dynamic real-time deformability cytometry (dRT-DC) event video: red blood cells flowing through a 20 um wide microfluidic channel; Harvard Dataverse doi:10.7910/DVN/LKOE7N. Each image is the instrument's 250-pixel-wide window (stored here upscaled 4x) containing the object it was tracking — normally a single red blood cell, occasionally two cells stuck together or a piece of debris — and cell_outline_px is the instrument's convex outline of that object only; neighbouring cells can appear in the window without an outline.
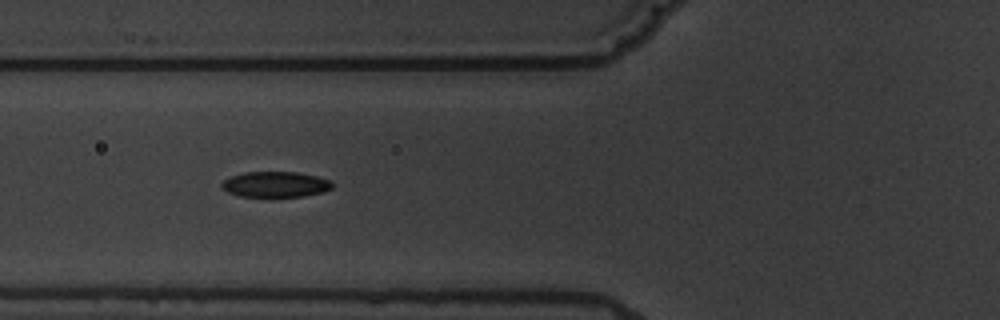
{"species": "common noctule bat (a hibernating species)", "species_latin": "Nyctalus noctula", "temperature_condition": "warm", "stored_images_in_passage": 5, "camera_frame_rate_fps": 3000, "um_per_image_px": 0.085, "animal": {"sex": "male", "body_mass_g": 19.5, "forearm_length_mm": 54.6}, "frame": {"image": 1, "passage_image": 4, "time_ms": 3.667, "image_size_px": [1000, 320], "cell_outline_px": [[332, 188], [324, 192], [304, 196], [272, 200], [240, 196], [228, 192], [220, 184], [224, 180], [232, 176], [244, 172], [296, 172], [316, 176], [332, 180]], "centroid_in_image_um": [23.43, 15.72], "position_along_channel_um": 102.4, "area_um2": 17.28}}
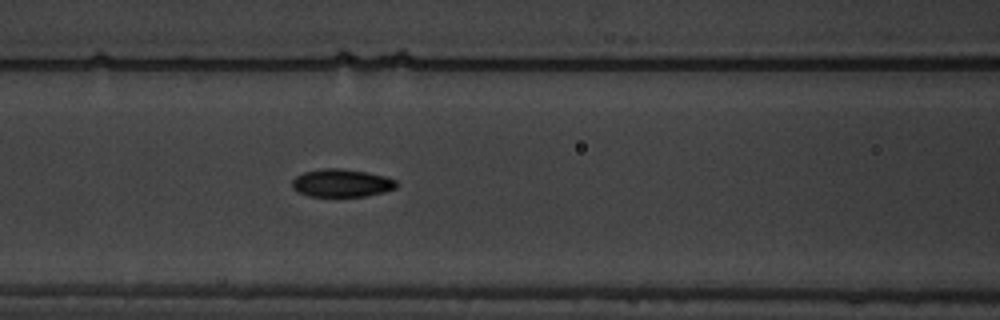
{"frame": {"image": 2, "passage_image": 5, "time_ms": 4.667, "image_size_px": [1000, 320], "cell_outline_px": [[400, 184], [396, 188], [384, 192], [364, 196], [308, 196], [296, 192], [292, 188], [292, 180], [296, 176], [304, 172], [324, 168], [340, 168], [368, 172], [384, 176], [396, 180]], "centroid_in_image_um": [29.04, 15.56], "position_along_channel_um": 137.6, "area_um2": 17.11}}